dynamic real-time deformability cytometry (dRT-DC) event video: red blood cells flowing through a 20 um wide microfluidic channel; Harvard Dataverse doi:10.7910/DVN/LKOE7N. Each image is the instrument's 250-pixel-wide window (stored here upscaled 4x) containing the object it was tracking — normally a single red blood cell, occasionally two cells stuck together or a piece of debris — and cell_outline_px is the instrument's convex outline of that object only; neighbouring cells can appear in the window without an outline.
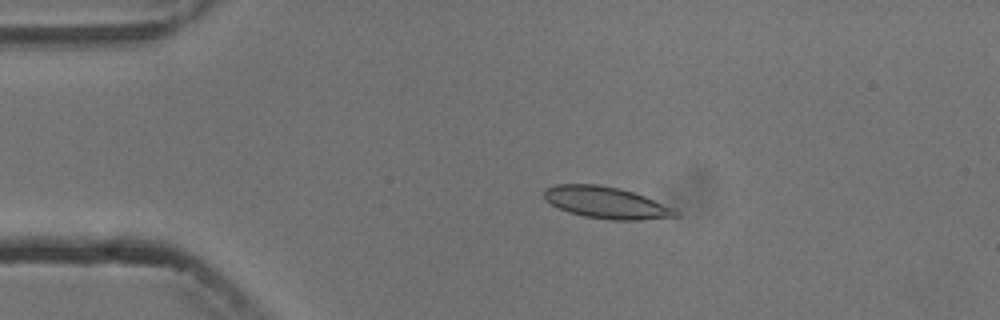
{"species": "common noctule bat (a hibernating species)", "species_latin": "Nyctalus noctula", "temperature_condition": "cold", "stored_images_in_passage": 7, "camera_frame_rate_fps": 3000, "um_per_image_px": 0.085, "animal": {"sex": "male", "body_mass_g": 13.3}, "frame": {"image": 1, "passage_image": 3, "time_ms": 2.333, "image_size_px": [1000, 320], "cell_outline_px": [[680, 216], [640, 220], [608, 220], [584, 216], [568, 212], [544, 200], [544, 188], [556, 184], [596, 184], [620, 188], [644, 196], [676, 208], [680, 212]], "centroid_in_image_um": [51.55, 17.23], "position_along_channel_um": 33.4, "area_um2": 24.51}}
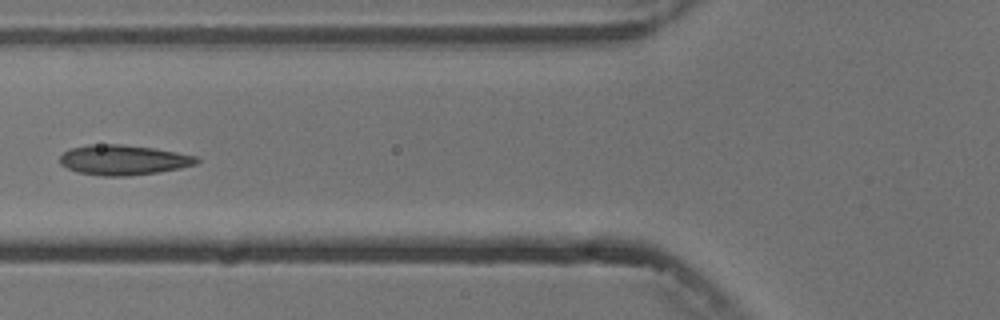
{"frame": {"image": 2, "passage_image": 6, "time_ms": 5.667, "image_size_px": [1000, 320], "cell_outline_px": [[200, 160], [196, 164], [180, 168], [160, 172], [128, 176], [100, 176], [76, 172], [60, 164], [60, 156], [64, 152], [72, 148], [88, 144], [120, 144], [152, 148], [176, 152], [196, 156]], "centroid_in_image_um": [10.47, 13.6], "position_along_channel_um": 115.3, "area_um2": 23.99}}
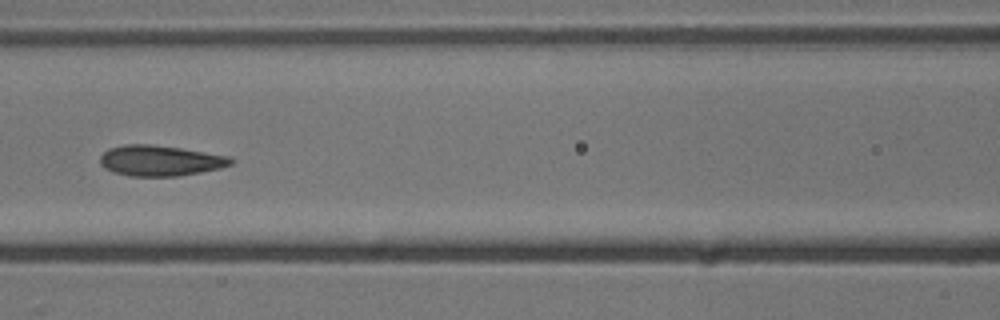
{"frame": {"image": 3, "passage_image": 7, "time_ms": 6.667, "image_size_px": [1000, 320], "cell_outline_px": [[232, 164], [220, 168], [200, 172], [176, 176], [128, 176], [112, 172], [104, 168], [100, 164], [100, 156], [108, 148], [124, 144], [152, 144], [180, 148], [228, 156], [232, 160]], "centroid_in_image_um": [13.55, 13.65], "position_along_channel_um": 153.1, "area_um2": 23.29}}